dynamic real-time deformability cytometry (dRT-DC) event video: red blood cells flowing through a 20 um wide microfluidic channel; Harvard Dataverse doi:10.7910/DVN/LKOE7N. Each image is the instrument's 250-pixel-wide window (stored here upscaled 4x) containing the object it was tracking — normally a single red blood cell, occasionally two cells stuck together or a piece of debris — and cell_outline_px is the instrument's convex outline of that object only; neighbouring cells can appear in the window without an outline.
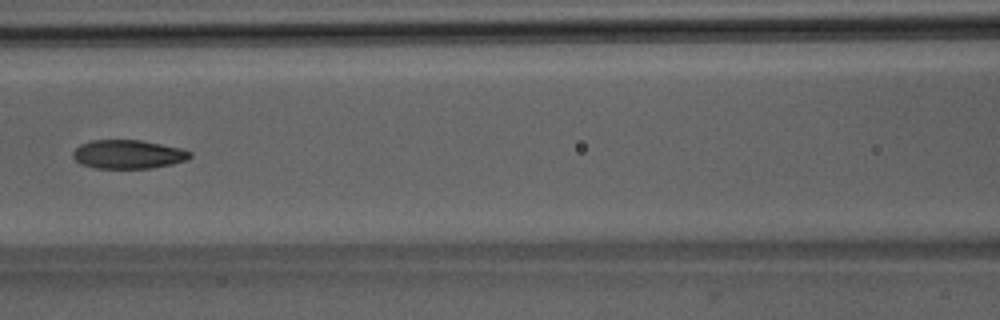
{"species": "Egyptian fruit bat (a non-hibernating species)", "species_latin": "Rousettus aegyptiacus", "temperature_condition": "room temperature", "stored_images_in_passage": 6, "camera_frame_rate_fps": 3000, "um_per_image_px": 0.085, "animal": {"sex": "male"}, "frame": {"image": 1, "passage_image": 6, "time_ms": 7.0, "image_size_px": [1000, 320], "cell_outline_px": [[192, 156], [188, 160], [172, 164], [152, 168], [96, 168], [80, 164], [72, 156], [72, 152], [80, 144], [92, 140], [140, 140], [184, 148], [192, 152]], "centroid_in_image_um": [10.92, 13.11], "position_along_channel_um": 155.7, "area_um2": 19.83}}